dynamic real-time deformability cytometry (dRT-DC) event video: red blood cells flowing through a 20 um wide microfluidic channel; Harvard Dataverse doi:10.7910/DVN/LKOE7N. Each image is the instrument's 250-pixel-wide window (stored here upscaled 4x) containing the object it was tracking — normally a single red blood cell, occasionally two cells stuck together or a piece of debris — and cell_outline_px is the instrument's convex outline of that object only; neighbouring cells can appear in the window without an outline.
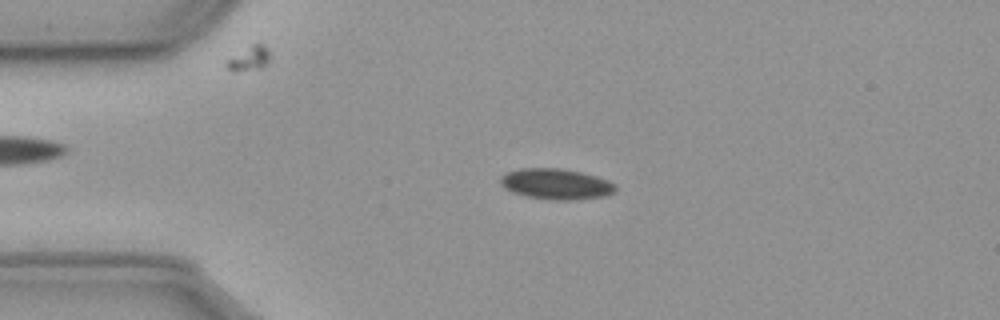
{"species": "common noctule bat (a hibernating species)", "species_latin": "Nyctalus noctula", "temperature_condition": "cold", "stored_images_in_passage": 28, "camera_frame_rate_fps": 3000, "um_per_image_px": 0.085, "animal": {"sex": "male", "body_mass_g": 23.1, "forearm_length_mm": 52.7}, "frame": {"image": 1, "passage_image": 10, "time_ms": 3.0, "image_size_px": [1000, 320], "cell_outline_px": [[616, 192], [604, 196], [568, 200], [556, 200], [528, 196], [512, 192], [504, 188], [500, 184], [500, 176], [504, 172], [520, 168], [560, 168], [580, 172], [596, 176], [608, 180], [616, 184]], "centroid_in_image_um": [47.24, 15.63], "position_along_channel_um": 37.8, "area_um2": 20.63}}
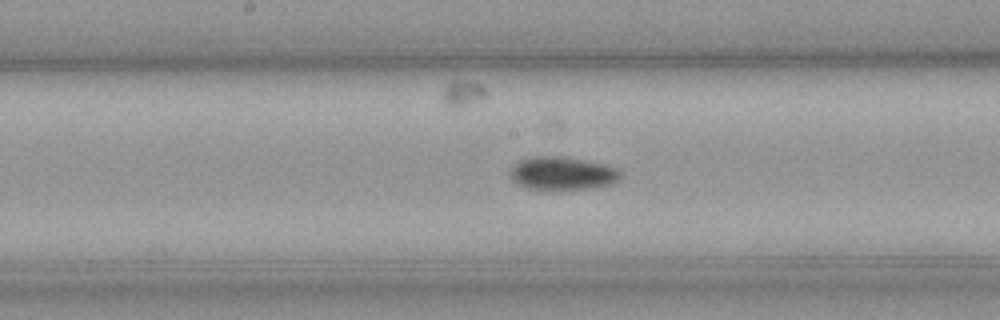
{"frame": {"image": 2, "passage_image": 26, "time_ms": 8.333, "image_size_px": [1000, 320], "cell_outline_px": [[620, 176], [612, 184], [596, 188], [560, 192], [552, 192], [528, 188], [512, 180], [508, 176], [508, 172], [520, 160], [532, 156], [568, 156], [604, 164], [616, 168], [620, 172]], "centroid_in_image_um": [47.78, 14.77], "position_along_channel_um": 200.4, "area_um2": 22.2}}